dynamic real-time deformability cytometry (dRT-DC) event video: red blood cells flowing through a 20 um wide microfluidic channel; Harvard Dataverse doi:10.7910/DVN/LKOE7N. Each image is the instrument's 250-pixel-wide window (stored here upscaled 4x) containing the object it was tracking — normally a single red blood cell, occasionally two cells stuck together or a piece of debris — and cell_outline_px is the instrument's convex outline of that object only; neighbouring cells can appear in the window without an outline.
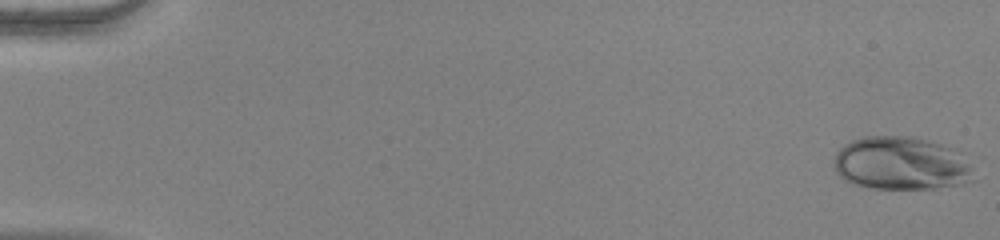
{"species": "human", "species_latin": "Homo sapiens", "temperature_condition": "warm", "stored_images_in_passage": 54, "camera_frame_rate_fps": 3000, "um_per_image_px": 0.085, "donor": {"sex": "female"}, "frame": {"image": 1, "passage_image": 1, "time_ms": 0.0, "image_size_px": [1000, 240], "cell_outline_px": [[976, 180], [960, 184], [936, 188], [868, 188], [852, 184], [844, 180], [832, 168], [836, 152], [844, 144], [852, 140], [864, 136], [912, 136], [928, 140], [956, 148], [972, 156], [976, 160]], "centroid_in_image_um": [76.74, 13.88], "position_along_channel_um": 8.3, "area_um2": 45.03}}
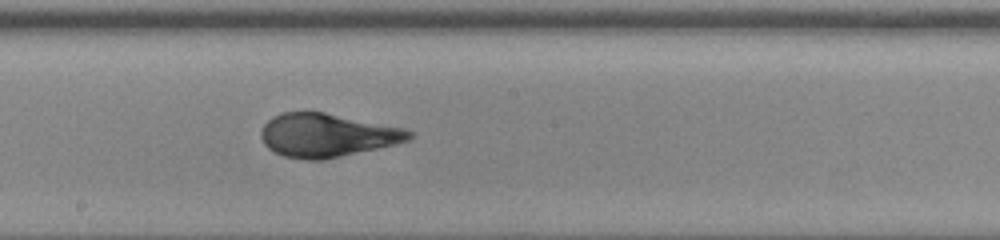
{"frame": {"image": 2, "passage_image": 31, "time_ms": 10.0, "image_size_px": [1000, 240], "cell_outline_px": [[412, 136], [408, 140], [396, 144], [320, 160], [304, 160], [284, 156], [268, 148], [264, 144], [260, 136], [260, 132], [264, 124], [272, 116], [280, 112], [324, 112], [404, 128], [412, 132]], "centroid_in_image_um": [27.75, 11.49], "position_along_channel_um": 220.5, "area_um2": 37.22}}
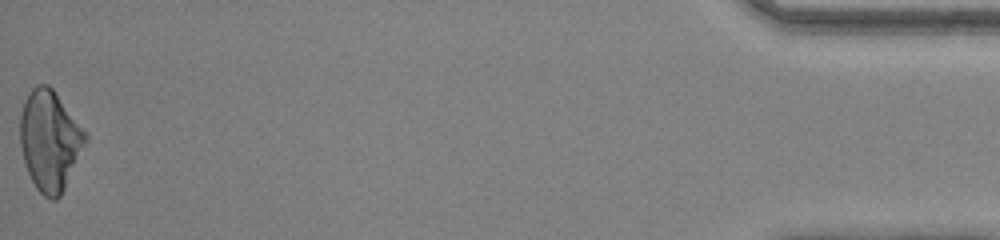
{"frame": {"image": 3, "passage_image": 54, "time_ms": 17.667, "image_size_px": [1000, 240], "cell_outline_px": [[88, 140], [60, 196], [56, 200], [52, 200], [44, 196], [36, 188], [28, 172], [24, 160], [20, 144], [20, 116], [24, 100], [28, 92], [36, 84], [48, 84], [52, 88], [88, 136]], "centroid_in_image_um": [4.21, 11.93], "position_along_channel_um": 431.0, "area_um2": 37.74}, "authors_computed_cell_mechanics": {"area_um2": 37.4833, "velocity_mm_per_s": 3.9039, "shape_relaxation_time_tau1_ms": 6.5303, "shape_relaxation_time_tau2_ms": null, "deformation_change_tau1": 0.2772, "deformation_change_tau2": null}}